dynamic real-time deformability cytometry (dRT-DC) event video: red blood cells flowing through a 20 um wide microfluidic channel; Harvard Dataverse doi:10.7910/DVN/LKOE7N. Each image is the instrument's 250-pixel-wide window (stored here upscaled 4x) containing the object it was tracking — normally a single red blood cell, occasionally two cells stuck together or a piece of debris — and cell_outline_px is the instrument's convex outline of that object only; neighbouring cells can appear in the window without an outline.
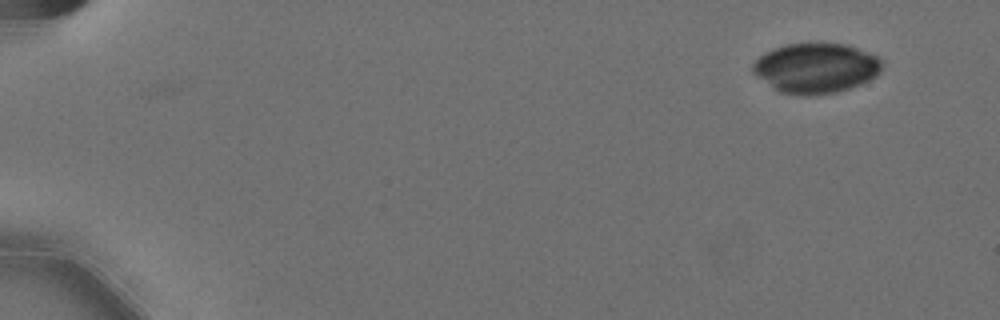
{"species": "Egyptian fruit bat (a non-hibernating species)", "species_latin": "Rousettus aegyptiacus", "temperature_condition": "cold", "stored_images_in_passage": 11, "camera_frame_rate_fps": 3000, "um_per_image_px": 0.085, "animal": {"sex": "female"}, "frame": {"image": 1, "passage_image": 1, "time_ms": 0.0, "image_size_px": [1000, 320], "cell_outline_px": [[884, 64], [880, 72], [876, 76], [860, 84], [848, 88], [832, 92], [780, 92], [772, 88], [756, 76], [752, 72], [752, 64], [764, 52], [772, 48], [784, 44], [844, 44], [880, 56], [884, 60]], "centroid_in_image_um": [69.36, 5.74], "position_along_channel_um": 15.6, "area_um2": 36.93}}